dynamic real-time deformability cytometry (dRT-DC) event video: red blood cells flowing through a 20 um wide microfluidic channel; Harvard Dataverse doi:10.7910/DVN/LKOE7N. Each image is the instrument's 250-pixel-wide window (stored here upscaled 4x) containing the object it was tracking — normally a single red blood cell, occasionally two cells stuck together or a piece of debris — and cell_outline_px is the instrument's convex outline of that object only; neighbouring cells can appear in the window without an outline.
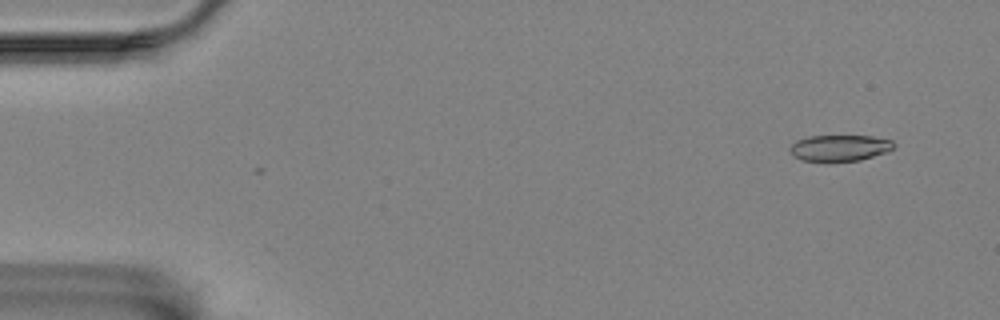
{"species": "Egyptian fruit bat (a non-hibernating species)", "species_latin": "Rousettus aegyptiacus", "temperature_condition": "room temperature", "stored_images_in_passage": 8, "camera_frame_rate_fps": 3000, "um_per_image_px": 0.085, "animal": {"sex": "female"}, "frame": {"image": 1, "passage_image": 1, "time_ms": 0.0, "image_size_px": [1000, 320], "cell_outline_px": [[896, 144], [888, 152], [860, 160], [800, 160], [792, 156], [792, 144], [796, 140], [808, 136], [872, 136], [892, 140]], "centroid_in_image_um": [71.41, 12.55], "position_along_channel_um": 13.6, "area_um2": 15.61}}